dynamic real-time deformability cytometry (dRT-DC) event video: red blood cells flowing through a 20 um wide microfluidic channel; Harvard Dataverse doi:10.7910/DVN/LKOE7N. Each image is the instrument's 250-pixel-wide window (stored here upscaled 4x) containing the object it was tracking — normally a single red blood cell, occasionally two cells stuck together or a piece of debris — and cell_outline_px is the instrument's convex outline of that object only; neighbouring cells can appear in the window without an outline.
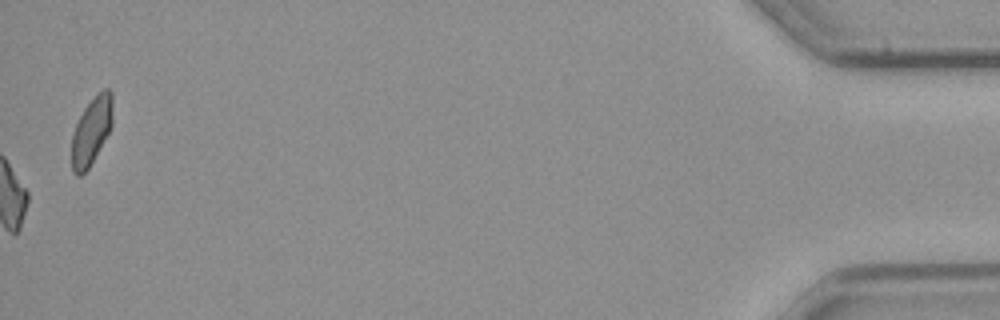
{"species": "common noctule bat (a hibernating species)", "species_latin": "Nyctalus noctula", "temperature_condition": "cold", "stored_images_in_passage": 53, "camera_frame_rate_fps": 3000, "um_per_image_px": 0.085, "animal": {"sex": "male", "body_mass_g": 23.1, "forearm_length_mm": 52.7}, "frame": {"image": 1, "passage_image": 53, "time_ms": 17.333, "image_size_px": [1000, 320], "cell_outline_px": [[112, 124], [108, 132], [88, 168], [80, 176], [76, 176], [72, 172], [72, 136], [76, 124], [84, 108], [96, 92], [104, 88], [108, 88], [112, 92]], "centroid_in_image_um": [7.77, 11.08], "position_along_channel_um": 427.4, "area_um2": 15.95}}